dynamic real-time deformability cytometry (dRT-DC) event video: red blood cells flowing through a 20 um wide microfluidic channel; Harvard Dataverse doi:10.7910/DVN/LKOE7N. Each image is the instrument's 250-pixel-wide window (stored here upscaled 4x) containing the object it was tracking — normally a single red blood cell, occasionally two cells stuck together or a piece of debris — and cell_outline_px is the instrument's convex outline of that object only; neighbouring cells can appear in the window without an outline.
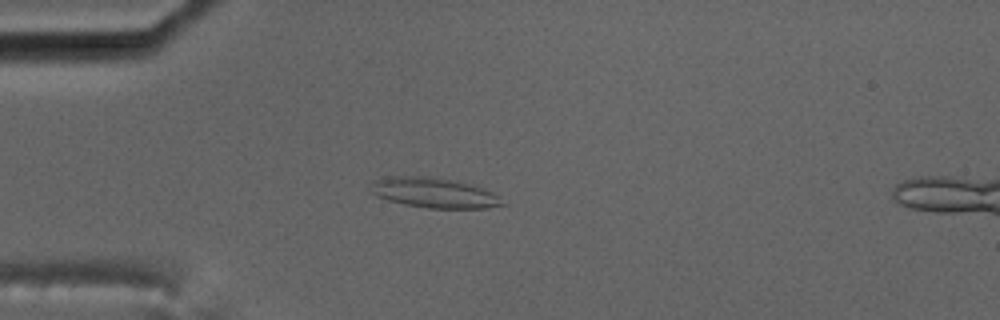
{"species": "common noctule bat (a hibernating species)", "species_latin": "Nyctalus noctula", "temperature_condition": "cold", "stored_images_in_passage": 9, "camera_frame_rate_fps": 3000, "um_per_image_px": 0.085, "animal": {"sex": "male", "body_mass_g": 17.5, "forearm_length_mm": 52.3}, "frame": {"image": 1, "passage_image": 4, "time_ms": 3.667, "image_size_px": [1000, 320], "cell_outline_px": [[508, 204], [488, 208], [428, 208], [404, 204], [388, 200], [376, 196], [372, 192], [372, 180], [384, 176], [432, 176], [452, 180], [468, 184], [492, 192]], "centroid_in_image_um": [36.87, 16.38], "position_along_channel_um": 48.1, "area_um2": 23.06}}
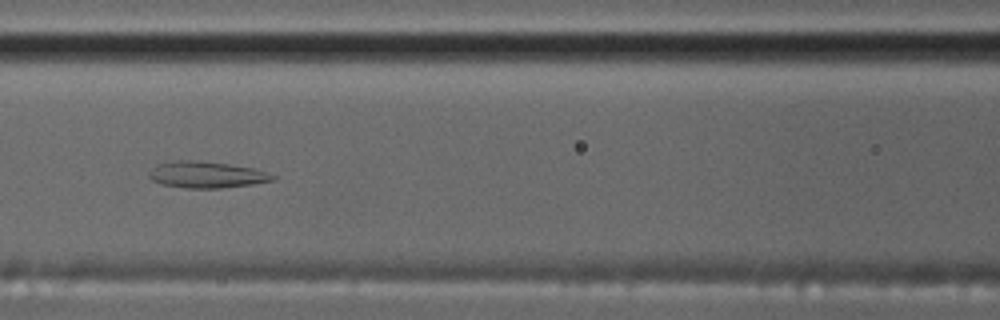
{"frame": {"image": 2, "passage_image": 7, "time_ms": 7.0, "image_size_px": [1000, 320], "cell_outline_px": [[276, 176], [272, 180], [252, 184], [220, 188], [188, 188], [160, 184], [152, 180], [148, 176], [148, 172], [156, 164], [172, 160], [200, 160], [228, 164], [252, 168]], "centroid_in_image_um": [17.46, 14.84], "position_along_channel_um": 149.1, "area_um2": 19.02}}